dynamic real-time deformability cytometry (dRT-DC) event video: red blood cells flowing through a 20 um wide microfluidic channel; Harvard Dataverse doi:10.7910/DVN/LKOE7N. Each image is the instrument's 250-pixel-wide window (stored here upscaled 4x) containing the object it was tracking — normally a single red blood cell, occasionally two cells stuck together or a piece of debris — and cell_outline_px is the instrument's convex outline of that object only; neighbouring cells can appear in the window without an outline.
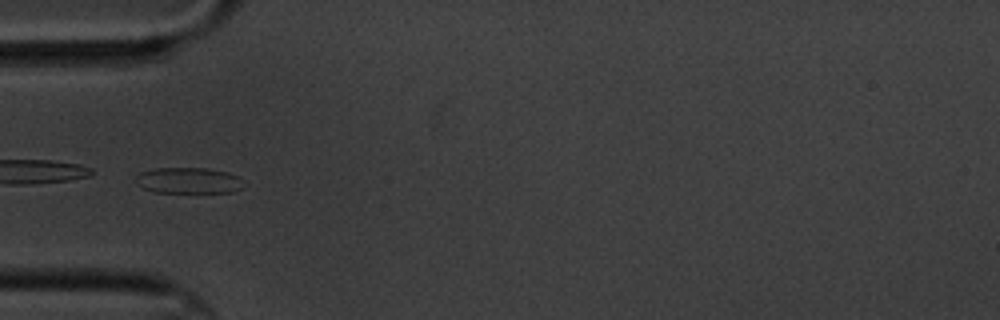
{"species": "common noctule bat (a hibernating species)", "species_latin": "Nyctalus noctula", "temperature_condition": "cold", "stored_images_in_passage": 11, "camera_frame_rate_fps": 3000, "um_per_image_px": 0.085, "animal": {"sex": "male", "body_mass_g": 20.1, "forearm_length_mm": 53.5}, "frame": {"image": 1, "passage_image": 4, "time_ms": 4.333, "image_size_px": [1000, 320], "cell_outline_px": [[248, 184], [232, 192], [156, 192], [144, 188], [136, 184], [136, 176], [140, 172], [156, 168], [208, 168], [228, 172], [236, 176]], "centroid_in_image_um": [16.05, 15.34], "position_along_channel_um": 69.0, "area_um2": 16.36}}
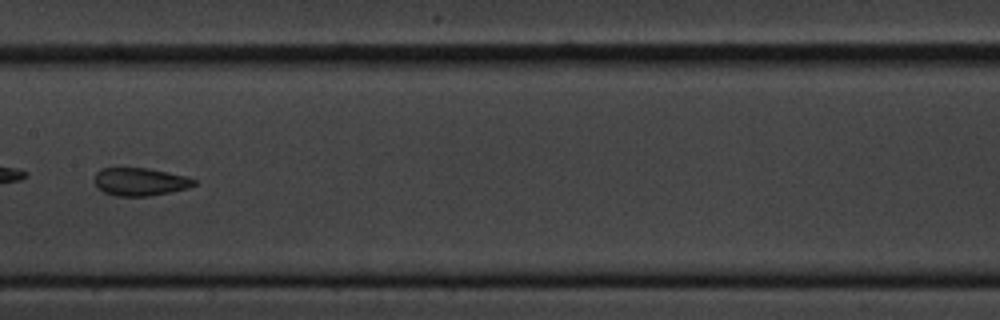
{"frame": {"image": 2, "passage_image": 7, "time_ms": 8.0, "image_size_px": [1000, 320], "cell_outline_px": [[196, 184], [188, 188], [148, 196], [116, 196], [104, 192], [96, 188], [96, 172], [100, 168], [148, 168], [188, 176], [196, 180]], "centroid_in_image_um": [11.91, 15.44], "position_along_channel_um": 195.5, "area_um2": 16.18}}
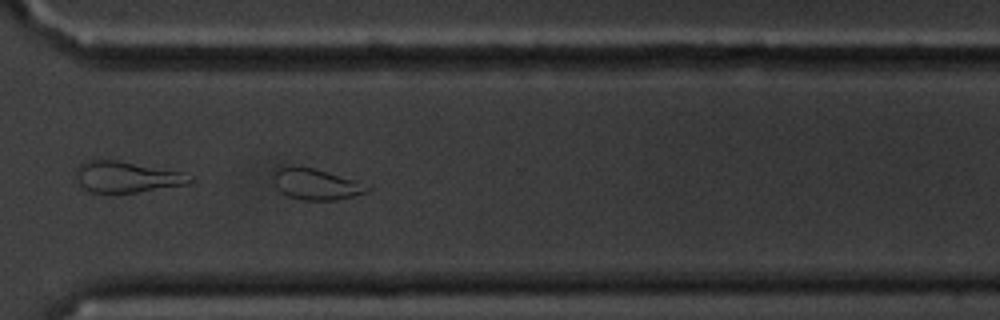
{"frame": {"image": 3, "passage_image": 11, "time_ms": 12.333, "image_size_px": [1000, 320], "cell_outline_px": [[372, 188], [368, 192], [336, 200], [304, 200], [288, 196], [280, 192], [272, 176], [272, 172], [276, 168], [292, 164], [312, 168], [360, 180]], "centroid_in_image_um": [26.87, 15.63], "position_along_channel_um": 343.7, "area_um2": 17.4}}